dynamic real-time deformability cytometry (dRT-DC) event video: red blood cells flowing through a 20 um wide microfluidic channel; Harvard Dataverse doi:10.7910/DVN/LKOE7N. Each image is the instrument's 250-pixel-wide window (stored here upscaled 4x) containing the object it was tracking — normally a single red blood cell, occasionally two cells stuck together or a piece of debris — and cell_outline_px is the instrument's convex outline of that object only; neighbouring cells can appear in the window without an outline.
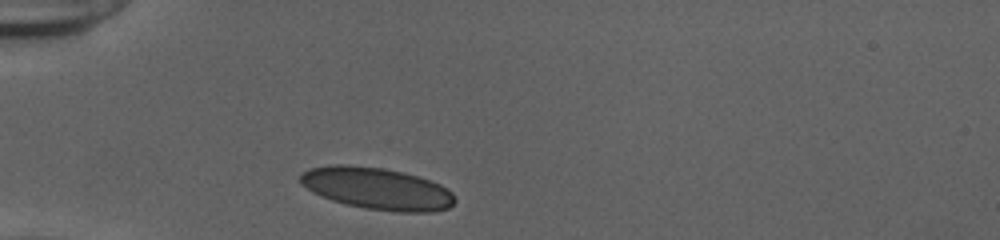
{"species": "human", "species_latin": "Homo sapiens", "temperature_condition": "cold", "stored_images_in_passage": 30, "camera_frame_rate_fps": 3000, "um_per_image_px": 0.085, "donor": {"sex": "female"}, "frame": {"image": 1, "passage_image": 1, "time_ms": 0.0, "image_size_px": [1000, 240], "cell_outline_px": [[456, 200], [448, 208], [432, 212], [400, 212], [368, 208], [348, 204], [332, 200], [320, 196], [312, 192], [300, 184], [300, 172], [308, 168], [332, 164], [348, 164], [384, 168], [404, 172], [440, 184], [448, 188], [452, 192]], "centroid_in_image_um": [32.02, 16.01], "position_along_channel_um": 53.0, "area_um2": 37.92}}
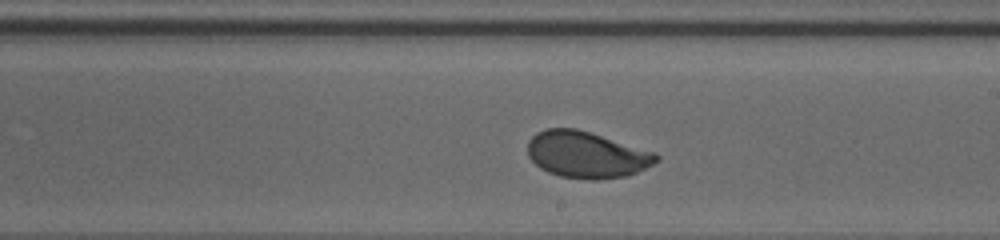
{"frame": {"image": 2, "passage_image": 17, "time_ms": 5.333, "image_size_px": [1000, 240], "cell_outline_px": [[660, 160], [628, 176], [596, 180], [592, 180], [560, 176], [548, 172], [540, 168], [528, 156], [528, 140], [536, 132], [548, 128], [576, 128], [656, 152], [660, 156]], "centroid_in_image_um": [49.86, 13.15], "position_along_channel_um": 239.1, "area_um2": 34.91}}
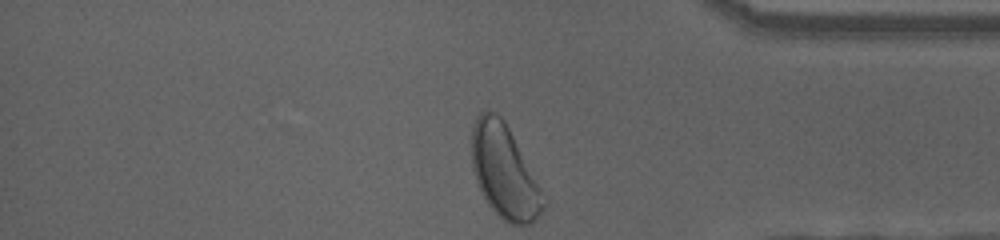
{"frame": {"image": 3, "passage_image": 30, "time_ms": 9.667, "image_size_px": [1000, 240], "cell_outline_px": [[548, 204], [528, 224], [508, 224], [488, 204], [476, 180], [472, 168], [472, 128], [476, 116], [480, 112], [496, 112], [504, 120], [548, 200]], "centroid_in_image_um": [42.88, 14.58], "position_along_channel_um": 392.3, "area_um2": 38.55}, "authors_computed_cell_mechanics": {"area_um2": 35.0846, "velocity_mm_per_s": 3.84, "shape_relaxation_time_tau1_ms": 2.9495, "shape_relaxation_time_tau2_ms": null, "deformation_change_tau1": 0.1214, "deformation_change_tau2": null}}